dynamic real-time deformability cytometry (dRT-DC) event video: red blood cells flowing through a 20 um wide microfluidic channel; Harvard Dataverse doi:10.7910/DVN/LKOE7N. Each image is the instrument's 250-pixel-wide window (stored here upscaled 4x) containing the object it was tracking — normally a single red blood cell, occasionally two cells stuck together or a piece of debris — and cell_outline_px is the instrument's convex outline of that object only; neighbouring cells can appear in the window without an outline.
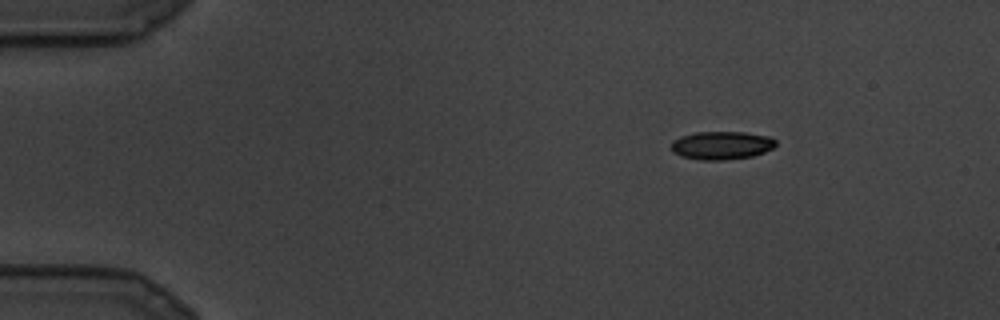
{"species": "common noctule bat (a hibernating species)", "species_latin": "Nyctalus noctula", "temperature_condition": "cold", "stored_images_in_passage": 11, "camera_frame_rate_fps": 3000, "um_per_image_px": 0.085, "animal": {"sex": "male", "body_mass_g": 19.5, "forearm_length_mm": 54.6}, "frame": {"image": 1, "passage_image": 4, "time_ms": 1.0, "image_size_px": [1000, 320], "cell_outline_px": [[776, 144], [772, 148], [764, 152], [752, 156], [724, 160], [700, 160], [680, 156], [672, 152], [672, 140], [680, 136], [696, 132], [744, 132], [768, 136], [776, 140]], "centroid_in_image_um": [61.31, 12.35], "position_along_channel_um": 23.7, "area_um2": 17.22}}